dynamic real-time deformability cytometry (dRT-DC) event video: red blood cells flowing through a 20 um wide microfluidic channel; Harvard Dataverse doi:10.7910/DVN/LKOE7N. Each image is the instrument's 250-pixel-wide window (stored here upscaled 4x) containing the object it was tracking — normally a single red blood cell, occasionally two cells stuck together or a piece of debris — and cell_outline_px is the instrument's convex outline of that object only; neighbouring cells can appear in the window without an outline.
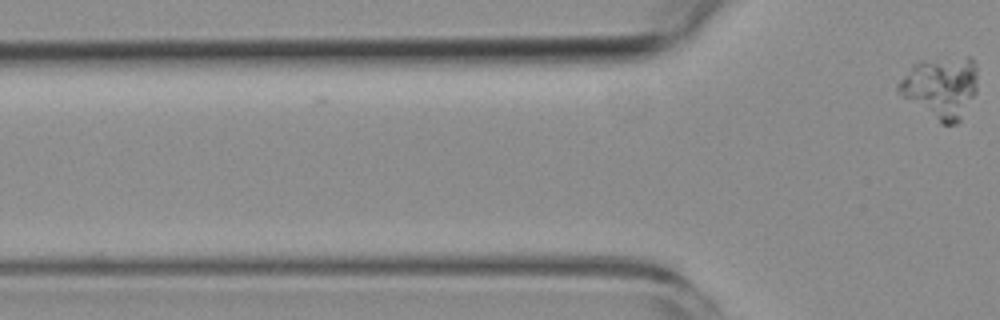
{"species": "common noctule bat (a hibernating species)", "species_latin": "Nyctalus noctula", "temperature_condition": "room temperature", "stored_images_in_passage": 2, "camera_frame_rate_fps": 3000, "um_per_image_px": 0.085, "animal": {"sex": "female", "body_mass_g": 19.3, "forearm_length_mm": 54.1}, "frame": {"image": 1, "passage_image": 2, "time_ms": 1.333, "image_size_px": [1000, 320], "cell_outline_px": [[976, 92], [960, 120], [956, 124], [940, 124], [904, 96], [896, 88], [896, 84], [912, 64], [920, 60], [968, 56], [976, 64]], "centroid_in_image_um": [79.97, 7.4], "position_along_channel_um": 45.8, "area_um2": 28.32}}